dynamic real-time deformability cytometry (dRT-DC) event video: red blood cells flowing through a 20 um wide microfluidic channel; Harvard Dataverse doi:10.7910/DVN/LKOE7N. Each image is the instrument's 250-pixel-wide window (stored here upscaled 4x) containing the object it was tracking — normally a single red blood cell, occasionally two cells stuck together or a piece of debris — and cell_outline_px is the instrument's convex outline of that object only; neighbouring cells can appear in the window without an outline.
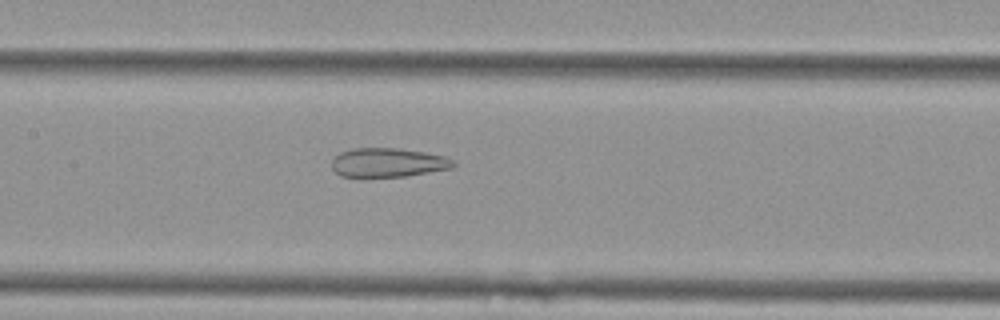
{"species": "Egyptian fruit bat (a non-hibernating species)", "species_latin": "Rousettus aegyptiacus", "temperature_condition": "cold", "stored_images_in_passage": 54, "camera_frame_rate_fps": 3000, "um_per_image_px": 0.085, "animal": {"sex": "female"}, "frame": {"image": 1, "passage_image": 26, "time_ms": 8.333, "image_size_px": [1000, 320], "cell_outline_px": [[456, 164], [452, 168], [404, 176], [340, 176], [332, 168], [332, 160], [340, 152], [352, 148], [396, 148], [424, 152], [444, 156], [456, 160]], "centroid_in_image_um": [32.99, 13.8], "position_along_channel_um": 174.4, "area_um2": 20.4}}
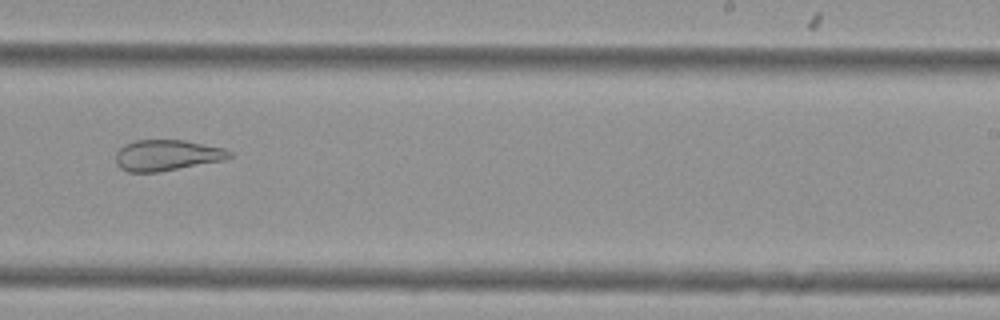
{"frame": {"image": 2, "passage_image": 34, "time_ms": 11.0, "image_size_px": [1000, 320], "cell_outline_px": [[232, 156], [228, 160], [160, 172], [128, 172], [120, 168], [116, 164], [116, 152], [124, 144], [136, 140], [184, 140], [224, 148], [232, 152]], "centroid_in_image_um": [14.22, 13.21], "position_along_channel_um": 274.8, "area_um2": 20.81}}
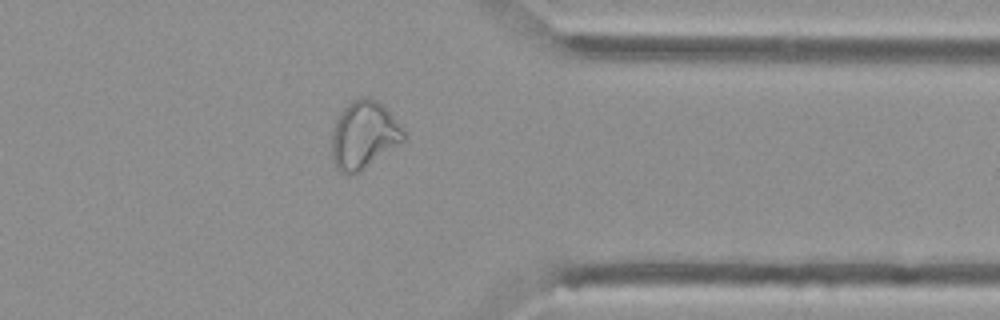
{"frame": {"image": 3, "passage_image": 43, "time_ms": 14.0, "image_size_px": [1000, 320], "cell_outline_px": [[408, 136], [404, 140], [360, 172], [340, 172], [336, 168], [332, 160], [332, 128], [336, 120], [344, 108], [352, 100], [360, 96], [368, 96], [384, 104], [404, 128]], "centroid_in_image_um": [30.95, 11.43], "position_along_channel_um": 380.4, "area_um2": 28.55}}